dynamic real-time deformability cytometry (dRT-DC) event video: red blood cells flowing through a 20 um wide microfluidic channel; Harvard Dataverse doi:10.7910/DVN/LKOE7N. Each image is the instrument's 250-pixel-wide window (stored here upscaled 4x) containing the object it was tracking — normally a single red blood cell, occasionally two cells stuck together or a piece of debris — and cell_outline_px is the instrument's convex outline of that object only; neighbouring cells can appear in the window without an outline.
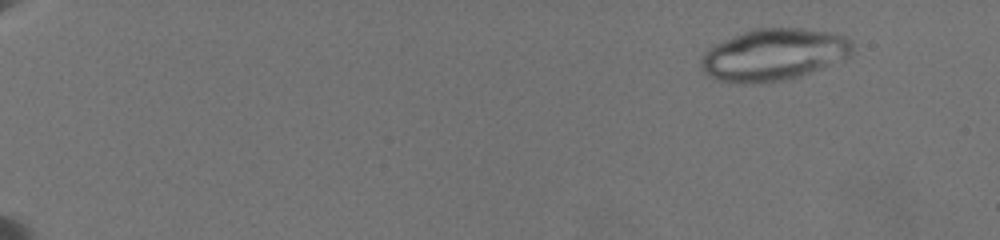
{"species": "common noctule bat (a hibernating species)", "species_latin": "Nyctalus noctula", "temperature_condition": "warm", "stored_images_in_passage": 33, "camera_frame_rate_fps": 3000, "um_per_image_px": 0.085, "animal": {"sex": "female", "body_mass_g": 19.5, "forearm_length_mm": 54.1}, "frame": {"image": 1, "passage_image": 6, "time_ms": 2.0, "image_size_px": [1000, 240], "cell_outline_px": [[852, 48], [848, 56], [820, 68], [784, 80], [736, 84], [716, 80], [708, 76], [700, 68], [700, 60], [704, 52], [752, 28], [800, 28], [828, 32], [844, 36], [852, 40]], "centroid_in_image_um": [65.73, 4.65], "position_along_channel_um": 19.3, "area_um2": 44.85}}